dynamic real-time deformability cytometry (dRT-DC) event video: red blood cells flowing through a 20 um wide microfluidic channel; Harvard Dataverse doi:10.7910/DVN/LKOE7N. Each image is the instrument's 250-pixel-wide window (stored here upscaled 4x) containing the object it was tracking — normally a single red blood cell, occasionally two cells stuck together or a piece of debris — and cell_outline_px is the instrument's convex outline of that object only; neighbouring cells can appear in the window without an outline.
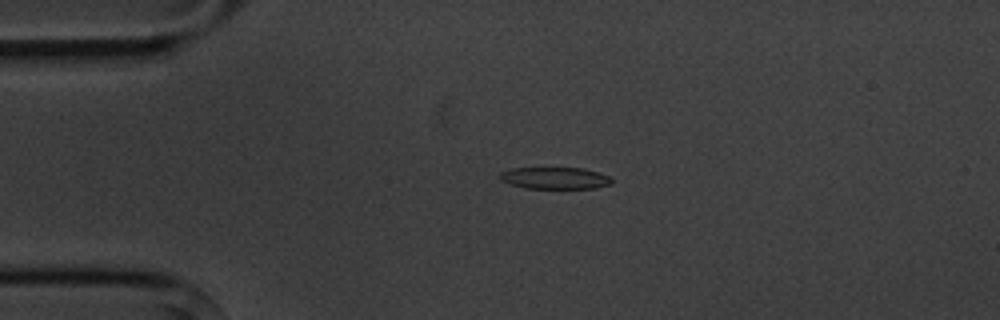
{"species": "common noctule bat (a hibernating species)", "species_latin": "Nyctalus noctula", "temperature_condition": "cold", "stored_images_in_passage": 3, "camera_frame_rate_fps": 3000, "um_per_image_px": 0.085, "animal": {"sex": "male", "body_mass_g": 20.1, "forearm_length_mm": 53.5}, "frame": {"image": 1, "passage_image": 2, "time_ms": 2.333, "image_size_px": [1000, 320], "cell_outline_px": [[612, 184], [596, 188], [524, 188], [508, 184], [500, 180], [500, 172], [512, 168], [584, 168], [608, 176], [612, 180]], "centroid_in_image_um": [47.14, 15.14], "position_along_channel_um": 37.9, "area_um2": 14.22}}